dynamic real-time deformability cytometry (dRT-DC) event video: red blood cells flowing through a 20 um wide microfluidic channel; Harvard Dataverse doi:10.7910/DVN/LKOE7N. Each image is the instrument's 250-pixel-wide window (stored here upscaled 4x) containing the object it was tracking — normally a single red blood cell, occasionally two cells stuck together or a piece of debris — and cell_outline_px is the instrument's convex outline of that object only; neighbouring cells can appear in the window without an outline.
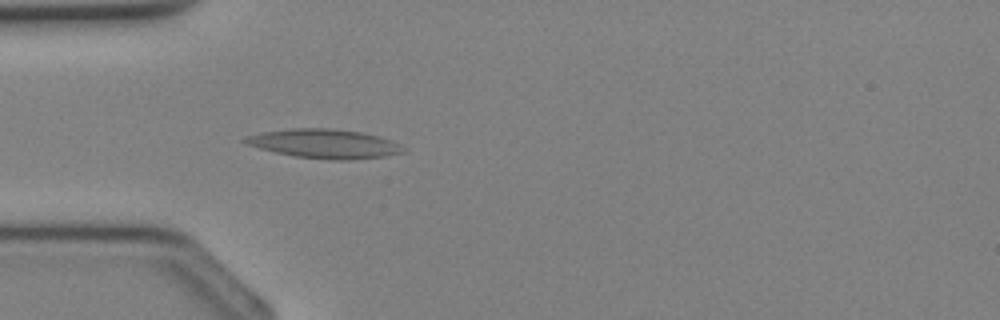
{"species": "Egyptian fruit bat (a non-hibernating species)", "species_latin": "Rousettus aegyptiacus", "temperature_condition": "cold", "stored_images_in_passage": 29, "camera_frame_rate_fps": 3000, "um_per_image_px": 0.085, "animal": {"sex": "female"}, "frame": {"image": 1, "passage_image": 4, "time_ms": 1.0, "image_size_px": [1000, 320], "cell_outline_px": [[408, 148], [404, 152], [388, 156], [352, 160], [336, 160], [296, 156], [276, 152], [260, 148], [248, 144], [240, 140], [244, 136], [260, 132], [292, 128], [328, 128], [360, 132], [380, 136], [400, 144]], "centroid_in_image_um": [27.61, 12.21], "position_along_channel_um": 57.4, "area_um2": 26.93}}
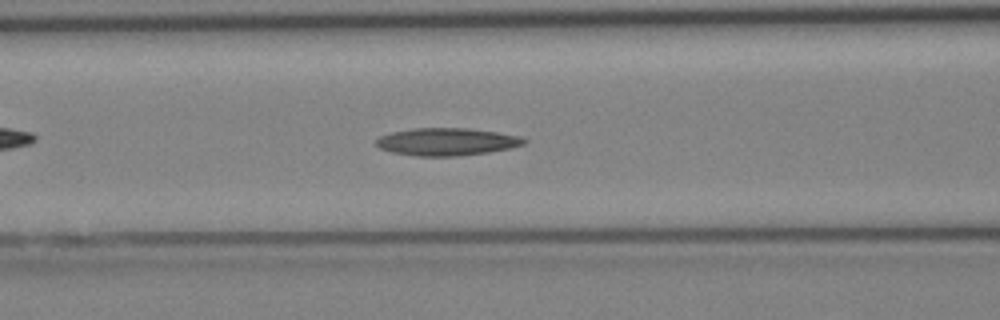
{"frame": {"image": 2, "passage_image": 8, "time_ms": 2.333, "image_size_px": [1000, 320], "cell_outline_px": [[528, 140], [524, 144], [512, 148], [488, 152], [456, 156], [416, 156], [392, 152], [380, 148], [376, 144], [376, 140], [380, 136], [392, 132], [412, 128], [468, 128], [496, 132], [520, 136]], "centroid_in_image_um": [37.99, 12.05], "position_along_channel_um": 128.6, "area_um2": 23.7}}
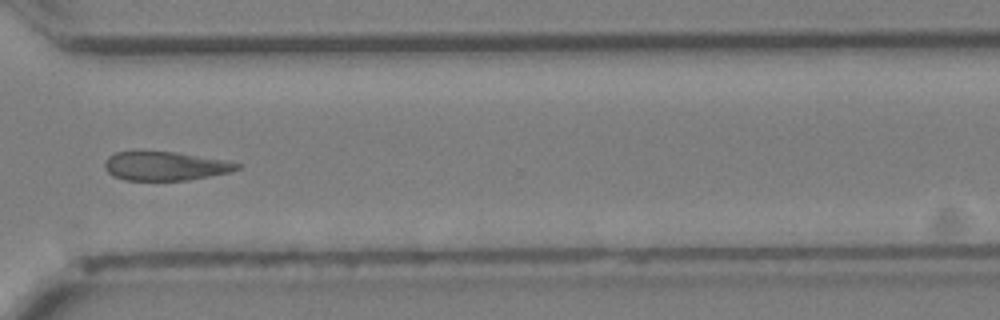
{"frame": {"image": 3, "passage_image": 20, "time_ms": 6.333, "image_size_px": [1000, 320], "cell_outline_px": [[244, 164], [240, 168], [228, 172], [188, 180], [124, 180], [112, 176], [104, 168], [104, 160], [108, 156], [116, 152], [176, 152], [224, 160]], "centroid_in_image_um": [14.02, 14.12], "position_along_channel_um": 356.6, "area_um2": 22.14}}